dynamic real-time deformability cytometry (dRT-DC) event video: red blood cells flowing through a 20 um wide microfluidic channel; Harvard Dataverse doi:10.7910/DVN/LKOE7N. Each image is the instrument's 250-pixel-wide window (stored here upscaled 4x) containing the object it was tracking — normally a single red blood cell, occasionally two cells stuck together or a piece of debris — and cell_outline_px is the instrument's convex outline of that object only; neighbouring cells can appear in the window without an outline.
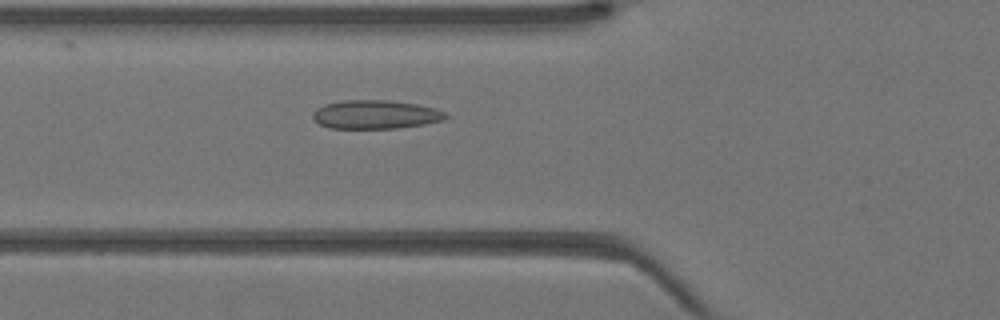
{"species": "Egyptian fruit bat (a non-hibernating species)", "species_latin": "Rousettus aegyptiacus", "temperature_condition": "warm", "stored_images_in_passage": 41, "camera_frame_rate_fps": 3000, "um_per_image_px": 0.085, "animal": {"sex": "female"}, "frame": {"image": 1, "passage_image": 14, "time_ms": 4.333, "image_size_px": [1000, 320], "cell_outline_px": [[452, 116], [444, 120], [424, 124], [396, 128], [328, 128], [320, 124], [312, 116], [312, 112], [316, 108], [324, 104], [344, 100], [388, 100], [416, 104], [432, 108], [444, 112]], "centroid_in_image_um": [31.91, 9.73], "position_along_channel_um": 93.9, "area_um2": 22.2}}
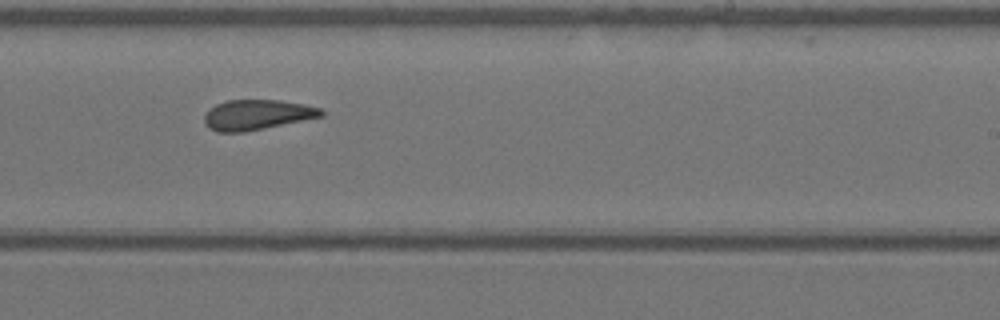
{"frame": {"image": 2, "passage_image": 25, "time_ms": 8.0, "image_size_px": [1000, 320], "cell_outline_px": [[324, 116], [244, 132], [216, 132], [208, 128], [204, 120], [204, 116], [216, 104], [228, 100], [280, 100], [304, 104], [320, 108], [324, 112]], "centroid_in_image_um": [21.85, 9.76], "position_along_channel_um": 267.1, "area_um2": 20.4}}
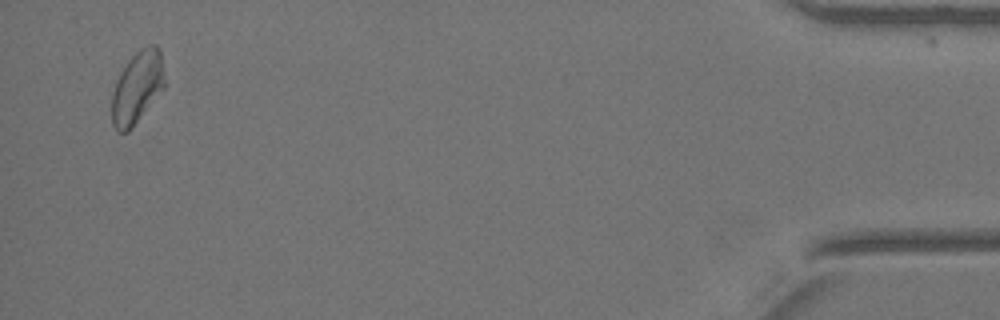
{"frame": {"image": 3, "passage_image": 40, "time_ms": 13.0, "image_size_px": [1000, 320], "cell_outline_px": [[164, 88], [128, 132], [116, 132], [112, 124], [112, 92], [116, 80], [120, 72], [128, 60], [136, 52], [148, 44], [156, 44], [160, 48], [164, 80]], "centroid_in_image_um": [11.64, 7.42], "position_along_channel_um": 423.6, "area_um2": 22.14}}